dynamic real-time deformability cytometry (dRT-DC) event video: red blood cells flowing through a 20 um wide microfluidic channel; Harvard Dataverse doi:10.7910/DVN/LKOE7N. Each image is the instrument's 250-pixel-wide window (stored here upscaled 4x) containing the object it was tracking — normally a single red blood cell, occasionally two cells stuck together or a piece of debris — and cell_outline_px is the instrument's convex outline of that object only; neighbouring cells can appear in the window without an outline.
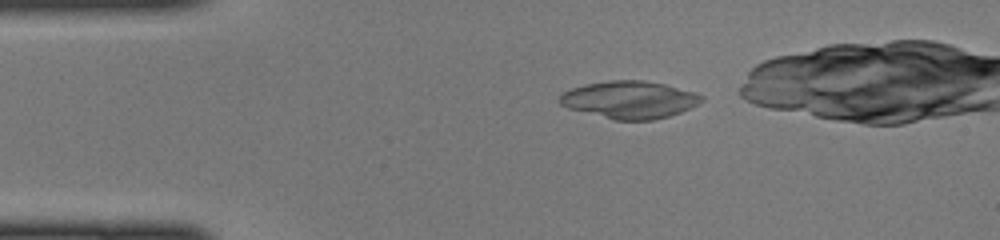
{"species": "common noctule bat (a hibernating species)", "species_latin": "Nyctalus noctula", "temperature_condition": "cold", "stored_images_in_passage": 33, "camera_frame_rate_fps": 3000, "um_per_image_px": 0.085, "animal": {"sex": "female", "body_mass_g": 22.0, "forearm_length_mm": 56.7}, "frame": {"image": 1, "passage_image": 2, "time_ms": 0.333, "image_size_px": [1000, 240], "cell_outline_px": [[704, 100], [680, 112], [668, 116], [652, 120], [612, 120], [568, 108], [560, 104], [556, 100], [564, 92], [572, 88], [584, 84], [608, 80], [644, 80], [664, 84], [696, 92], [704, 96]], "centroid_in_image_um": [53.48, 8.47], "position_along_channel_um": 31.5, "area_um2": 31.04}}